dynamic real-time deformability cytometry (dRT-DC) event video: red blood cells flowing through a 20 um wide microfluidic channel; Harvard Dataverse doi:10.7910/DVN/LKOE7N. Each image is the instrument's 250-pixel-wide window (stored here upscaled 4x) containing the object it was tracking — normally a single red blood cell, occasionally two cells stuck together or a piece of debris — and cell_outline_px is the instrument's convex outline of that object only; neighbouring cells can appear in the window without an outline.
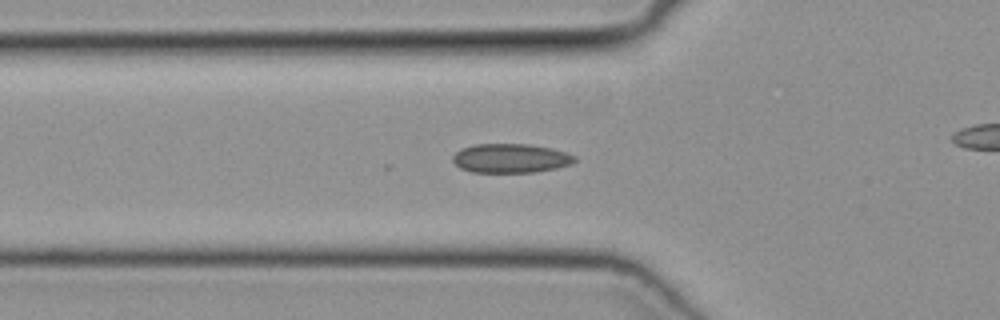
{"species": "common noctule bat (a hibernating species)", "species_latin": "Nyctalus noctula", "temperature_condition": "cold", "stored_images_in_passage": 27, "camera_frame_rate_fps": 3000, "um_per_image_px": 0.085, "animal": {"sex": "female", "body_mass_g": 19.3, "forearm_length_mm": 54.1}, "frame": {"image": 1, "passage_image": 2, "time_ms": 0.333, "image_size_px": [1000, 320], "cell_outline_px": [[576, 160], [572, 164], [556, 168], [536, 172], [472, 172], [460, 168], [452, 160], [452, 156], [460, 148], [476, 144], [528, 144], [552, 148], [576, 156]], "centroid_in_image_um": [43.4, 13.45], "position_along_channel_um": 82.4, "area_um2": 20.75}}
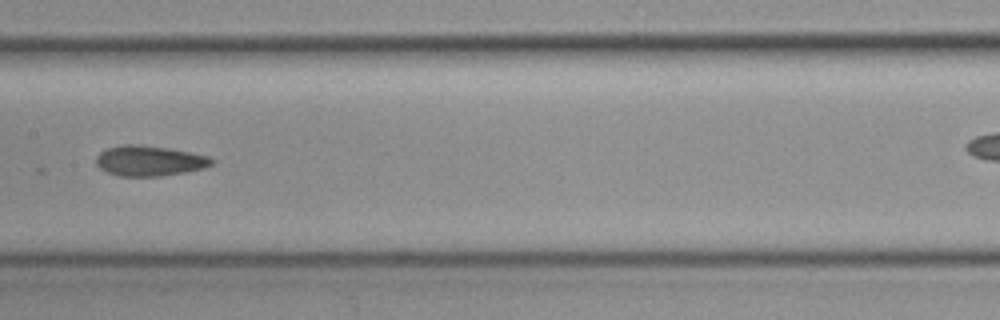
{"frame": {"image": 2, "passage_image": 10, "time_ms": 3.0, "image_size_px": [1000, 320], "cell_outline_px": [[216, 160], [212, 164], [204, 168], [184, 172], [160, 176], [120, 176], [108, 172], [100, 168], [96, 164], [96, 156], [100, 152], [108, 148], [124, 144], [140, 144], [168, 148], [208, 156]], "centroid_in_image_um": [12.69, 13.66], "position_along_channel_um": 194.7, "area_um2": 20.35}}
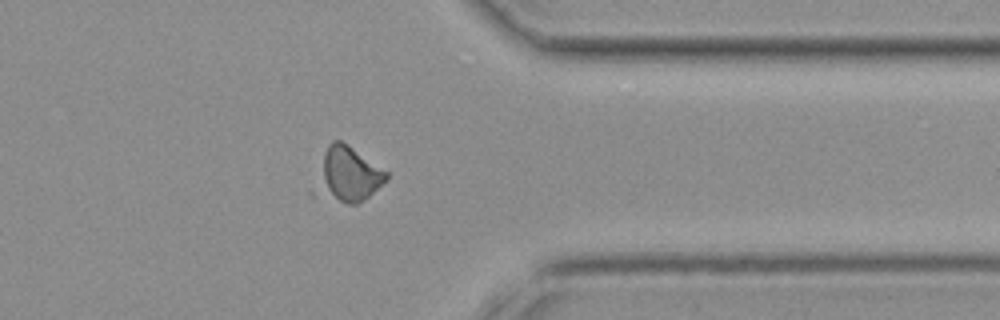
{"frame": {"image": 3, "passage_image": 24, "time_ms": 7.667, "image_size_px": [1000, 320], "cell_outline_px": [[388, 180], [360, 204], [348, 204], [308, 196], [308, 188], [324, 152], [328, 144], [332, 140], [340, 140], [348, 144], [388, 172]], "centroid_in_image_um": [29.4, 14.91], "position_along_channel_um": 382.0, "area_um2": 24.33}}